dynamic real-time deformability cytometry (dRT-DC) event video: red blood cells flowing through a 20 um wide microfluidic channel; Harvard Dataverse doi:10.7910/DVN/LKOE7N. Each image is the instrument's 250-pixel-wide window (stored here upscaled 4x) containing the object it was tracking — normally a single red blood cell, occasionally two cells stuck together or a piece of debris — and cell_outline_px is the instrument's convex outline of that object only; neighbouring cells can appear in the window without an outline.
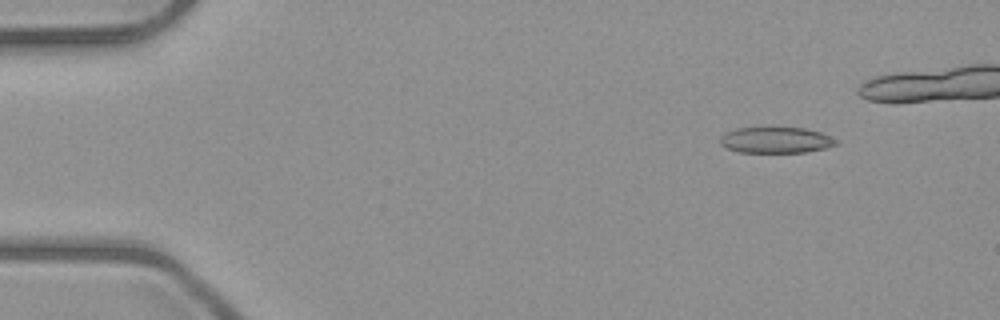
{"species": "common noctule bat (a hibernating species)", "species_latin": "Nyctalus noctula", "temperature_condition": "room temperature", "stored_images_in_passage": 3, "camera_frame_rate_fps": 3000, "um_per_image_px": 0.085, "animal": {"sex": "male", "body_mass_g": 23.1, "forearm_length_mm": 52.7}, "frame": {"image": 1, "passage_image": 1, "time_ms": 0.0, "image_size_px": [1000, 320], "cell_outline_px": [[840, 144], [828, 148], [804, 152], [740, 152], [728, 148], [720, 144], [720, 136], [736, 128], [804, 128], [820, 132], [840, 140]], "centroid_in_image_um": [66.02, 11.91], "position_along_channel_um": 19.0, "area_um2": 17.57}}